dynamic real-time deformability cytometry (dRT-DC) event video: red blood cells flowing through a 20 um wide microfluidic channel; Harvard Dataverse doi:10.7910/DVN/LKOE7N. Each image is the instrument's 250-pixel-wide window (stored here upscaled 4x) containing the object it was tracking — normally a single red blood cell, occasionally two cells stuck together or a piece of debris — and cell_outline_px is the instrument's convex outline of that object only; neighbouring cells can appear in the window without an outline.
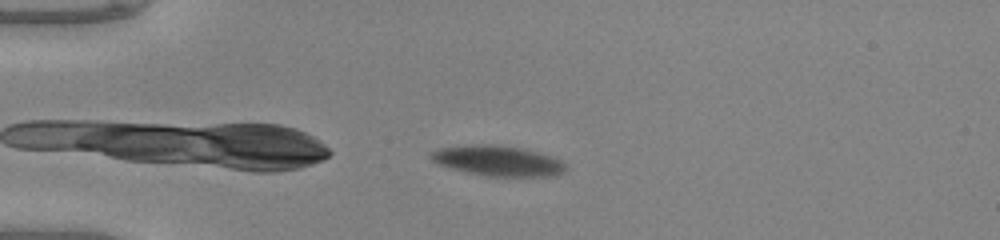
{"species": "common noctule bat (a hibernating species)", "species_latin": "Nyctalus noctula", "temperature_condition": "warm", "stored_images_in_passage": 42, "camera_frame_rate_fps": 3000, "um_per_image_px": 0.085, "animal": {"sex": "male", "body_mass_g": 20.0, "forearm_length_mm": 53.3}, "frame": {"image": 1, "passage_image": 2, "time_ms": 0.333, "image_size_px": [1000, 240], "cell_outline_px": [[568, 168], [564, 172], [556, 176], [488, 176], [468, 172], [452, 168], [440, 164], [432, 160], [428, 156], [432, 152], [440, 148], [464, 144], [496, 144], [520, 148], [536, 152], [560, 160]], "centroid_in_image_um": [42.31, 13.66], "position_along_channel_um": 42.7, "area_um2": 23.64}}
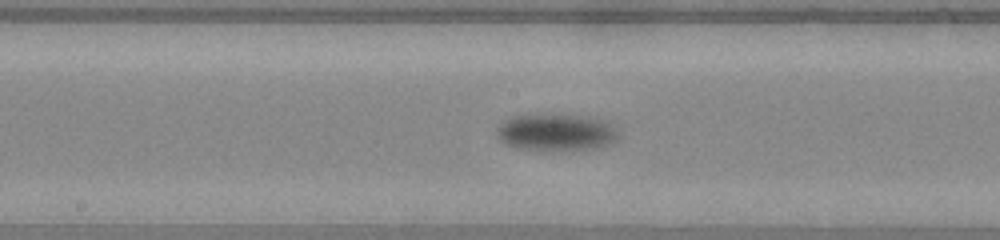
{"frame": {"image": 2, "passage_image": 17, "time_ms": 5.333, "image_size_px": [1000, 240], "cell_outline_px": [[616, 140], [596, 148], [520, 148], [508, 144], [500, 140], [496, 132], [496, 128], [504, 120], [512, 116], [544, 112], [592, 116], [604, 120], [616, 132]], "centroid_in_image_um": [47.21, 11.16], "position_along_channel_um": 201.0, "area_um2": 25.84}}
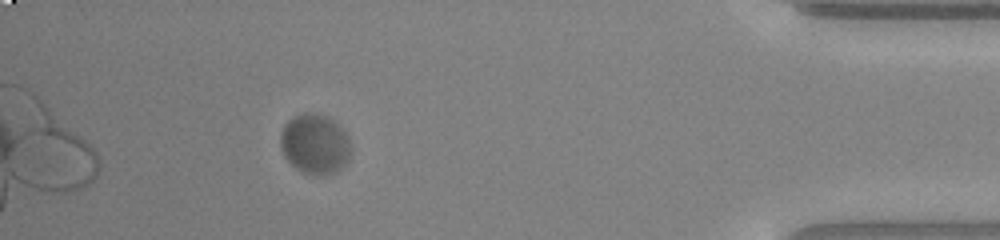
{"frame": {"image": 3, "passage_image": 37, "time_ms": 12.0, "image_size_px": [1000, 240], "cell_outline_px": [[352, 152], [348, 160], [336, 172], [324, 176], [312, 176], [300, 172], [284, 156], [280, 148], [280, 132], [284, 124], [288, 120], [304, 112], [312, 112], [328, 116], [340, 124], [348, 136], [352, 148]], "centroid_in_image_um": [26.78, 12.25], "position_along_channel_um": 408.4, "area_um2": 25.37}, "authors_computed_cell_mechanics": {"area_um2": 25.143, "velocity_mm_per_s": 3.8565, "shape_relaxation_time_tau1_ms": 3.5428, "shape_relaxation_time_tau2_ms": null, "deformation_change_tau1": 0.1265, "deformation_change_tau2": null}}